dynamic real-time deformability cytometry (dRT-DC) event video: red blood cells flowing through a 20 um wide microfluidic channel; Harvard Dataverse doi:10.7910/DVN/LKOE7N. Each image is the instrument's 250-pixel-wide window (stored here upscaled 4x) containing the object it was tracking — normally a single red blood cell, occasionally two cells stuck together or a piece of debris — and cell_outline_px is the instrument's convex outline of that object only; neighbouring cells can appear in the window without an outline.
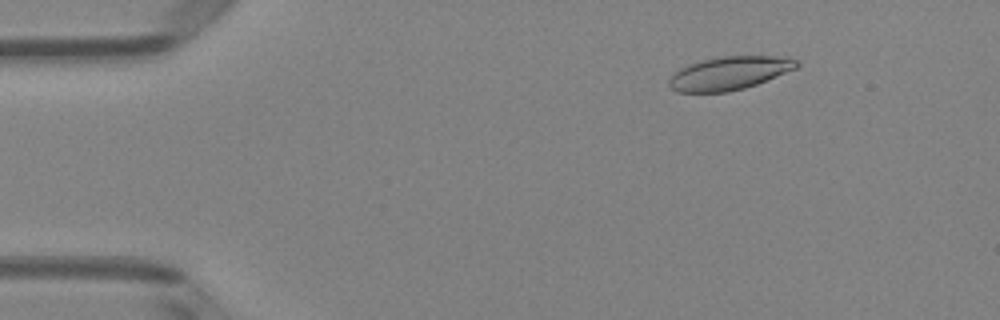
{"species": "Egyptian fruit bat (a non-hibernating species)", "species_latin": "Rousettus aegyptiacus", "temperature_condition": "room temperature", "stored_images_in_passage": 4, "camera_frame_rate_fps": 3000, "um_per_image_px": 0.085, "animal": {"sex": "female"}, "frame": {"image": 1, "passage_image": 1, "time_ms": 0.0, "image_size_px": [1000, 320], "cell_outline_px": [[800, 64], [796, 68], [756, 84], [744, 88], [728, 92], [676, 92], [668, 84], [668, 80], [680, 68], [688, 64], [720, 56], [788, 56], [796, 60]], "centroid_in_image_um": [61.99, 6.21], "position_along_channel_um": 23.0, "area_um2": 24.62}}
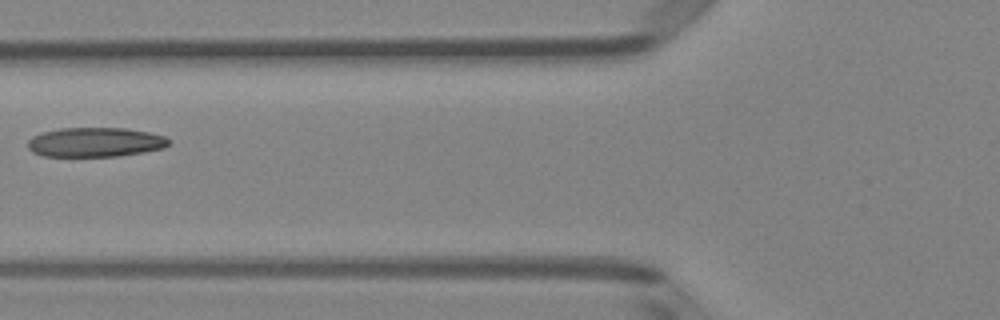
{"frame": {"image": 2, "passage_image": 4, "time_ms": 1.0, "image_size_px": [1000, 320], "cell_outline_px": [[172, 140], [164, 148], [144, 152], [116, 156], [44, 156], [32, 152], [28, 148], [28, 140], [32, 136], [44, 132], [60, 128], [124, 128], [148, 132], [164, 136]], "centroid_in_image_um": [8.1, 12.08], "position_along_channel_um": 117.7, "area_um2": 24.16}}